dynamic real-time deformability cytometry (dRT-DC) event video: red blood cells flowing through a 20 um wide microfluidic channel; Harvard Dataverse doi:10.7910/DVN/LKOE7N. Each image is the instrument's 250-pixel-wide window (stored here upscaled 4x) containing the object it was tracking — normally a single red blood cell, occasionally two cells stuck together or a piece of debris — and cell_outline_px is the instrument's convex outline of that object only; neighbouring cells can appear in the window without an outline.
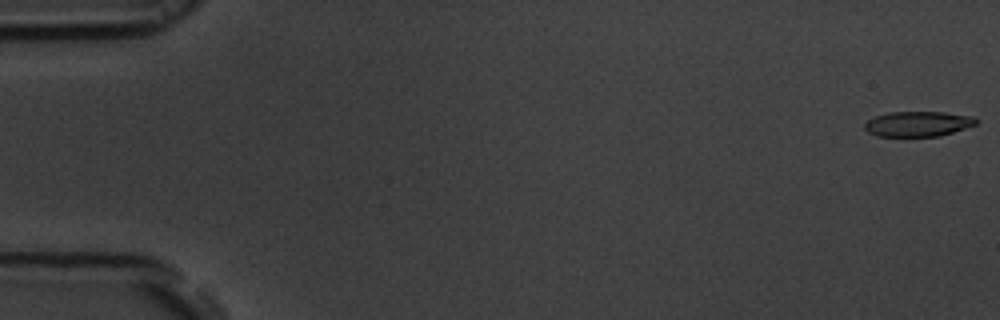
{"species": "common noctule bat (a hibernating species)", "species_latin": "Nyctalus noctula", "temperature_condition": "room temperature", "stored_images_in_passage": 54, "camera_frame_rate_fps": 3000, "um_per_image_px": 0.085, "animal": {"sex": "male", "body_mass_g": 19.5, "forearm_length_mm": 54.6}, "frame": {"image": 1, "passage_image": 1, "time_ms": 0.0, "image_size_px": [1000, 320], "cell_outline_px": [[980, 120], [976, 124], [940, 136], [876, 136], [868, 132], [864, 128], [864, 124], [868, 120], [876, 116], [888, 112], [944, 112], [972, 116]], "centroid_in_image_um": [78.02, 10.52], "position_along_channel_um": 7.0, "area_um2": 16.3}}
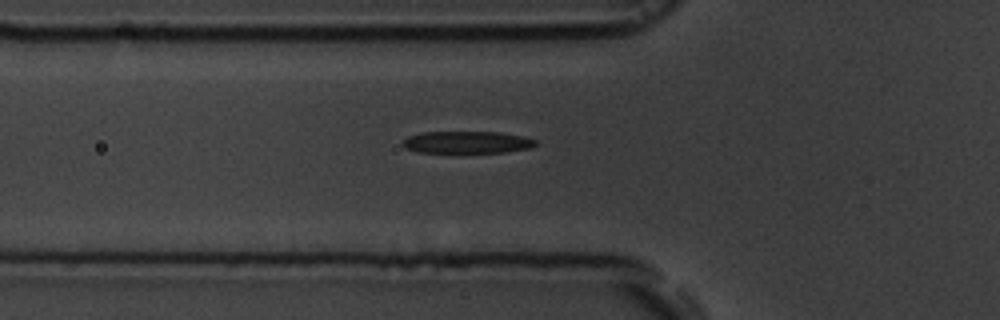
{"frame": {"image": 2, "passage_image": 19, "time_ms": 6.0, "image_size_px": [1000, 320], "cell_outline_px": [[536, 144], [532, 148], [504, 152], [460, 156], [416, 152], [404, 148], [400, 144], [408, 136], [420, 132], [500, 132], [524, 136], [536, 140]], "centroid_in_image_um": [39.64, 12.15], "position_along_channel_um": 86.2, "area_um2": 18.5}}
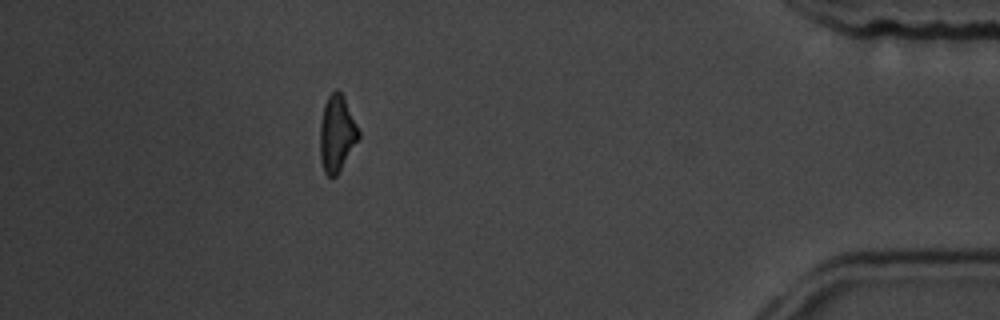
{"frame": {"image": 3, "passage_image": 48, "time_ms": 15.667, "image_size_px": [1000, 320], "cell_outline_px": [[360, 136], [340, 172], [336, 176], [328, 176], [324, 172], [320, 160], [320, 124], [324, 104], [328, 96], [336, 88], [344, 96], [360, 132]], "centroid_in_image_um": [28.63, 11.36], "position_along_channel_um": 406.6, "area_um2": 17.28}, "authors_computed_cell_mechanics": {"area_um2": 17.918, "velocity_mm_per_s": 3.8308, "shape_relaxation_time_tau1_ms": 3.6212, "shape_relaxation_time_tau2_ms": 5.3741, "deformation_change_tau1": 0.1702, "deformation_change_tau2": 0.1895}}